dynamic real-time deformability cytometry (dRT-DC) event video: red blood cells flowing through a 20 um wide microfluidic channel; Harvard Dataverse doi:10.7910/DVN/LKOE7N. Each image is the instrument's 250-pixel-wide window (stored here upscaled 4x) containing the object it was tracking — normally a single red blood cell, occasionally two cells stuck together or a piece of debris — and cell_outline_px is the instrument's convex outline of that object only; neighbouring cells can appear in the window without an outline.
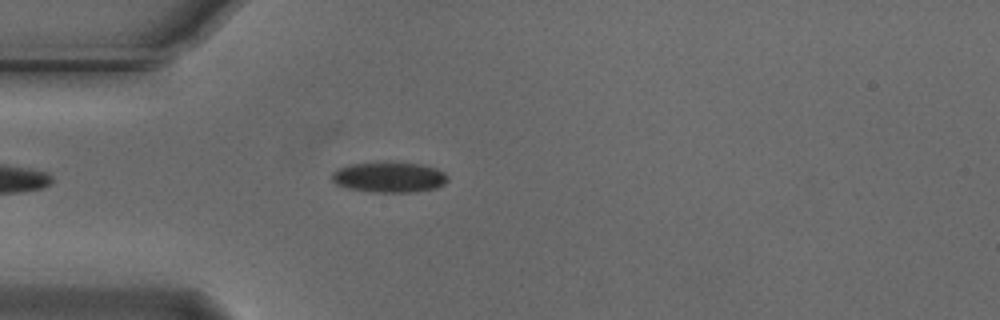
{"species": "Egyptian fruit bat (a non-hibernating species)", "species_latin": "Rousettus aegyptiacus", "temperature_condition": "cold", "stored_images_in_passage": 36, "camera_frame_rate_fps": 3000, "um_per_image_px": 0.085, "animal": {"sex": "male"}, "frame": {"image": 1, "passage_image": 6, "time_ms": 1.667, "image_size_px": [1000, 320], "cell_outline_px": [[448, 180], [444, 184], [436, 188], [416, 192], [368, 192], [348, 188], [336, 184], [332, 180], [332, 172], [340, 168], [352, 164], [420, 164], [436, 168], [444, 172], [448, 176]], "centroid_in_image_um": [33.11, 15.1], "position_along_channel_um": 51.9, "area_um2": 20.06}}
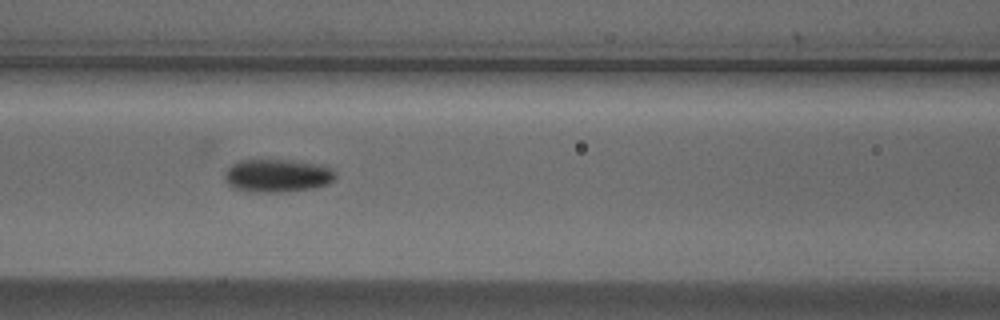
{"frame": {"image": 2, "passage_image": 14, "time_ms": 4.333, "image_size_px": [1000, 320], "cell_outline_px": [[336, 176], [328, 184], [316, 188], [280, 192], [260, 192], [232, 188], [228, 184], [224, 176], [228, 168], [232, 164], [240, 160], [292, 160], [316, 164], [332, 168], [336, 172]], "centroid_in_image_um": [23.59, 14.93], "position_along_channel_um": 143.0, "area_um2": 21.27}}
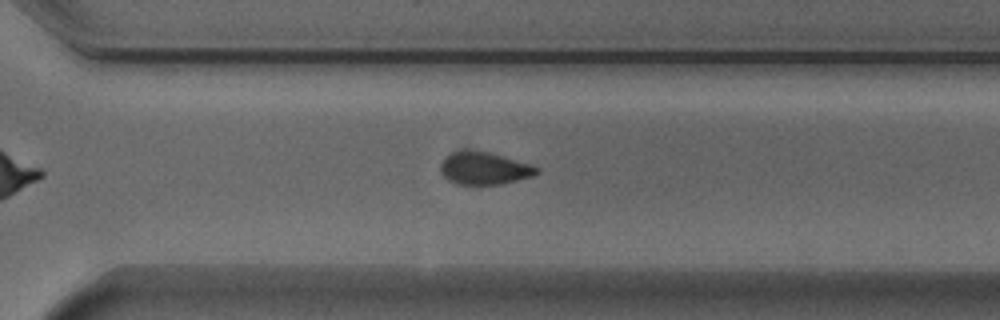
{"frame": {"image": 3, "passage_image": 29, "time_ms": 9.333, "image_size_px": [1000, 320], "cell_outline_px": [[540, 172], [532, 176], [500, 184], [456, 184], [448, 180], [440, 172], [440, 164], [452, 152], [460, 148], [468, 148], [488, 152], [532, 164], [540, 168]], "centroid_in_image_um": [41.15, 14.28], "position_along_channel_um": 329.5, "area_um2": 18.44}, "authors_computed_cell_mechanics": {"area_um2": 20.0277, "velocity_mm_per_s": 3.7392, "shape_relaxation_time_tau1_ms": 2.3156, "shape_relaxation_time_tau2_ms": null, "deformation_change_tau1": 0.0955, "deformation_change_tau2": null}}